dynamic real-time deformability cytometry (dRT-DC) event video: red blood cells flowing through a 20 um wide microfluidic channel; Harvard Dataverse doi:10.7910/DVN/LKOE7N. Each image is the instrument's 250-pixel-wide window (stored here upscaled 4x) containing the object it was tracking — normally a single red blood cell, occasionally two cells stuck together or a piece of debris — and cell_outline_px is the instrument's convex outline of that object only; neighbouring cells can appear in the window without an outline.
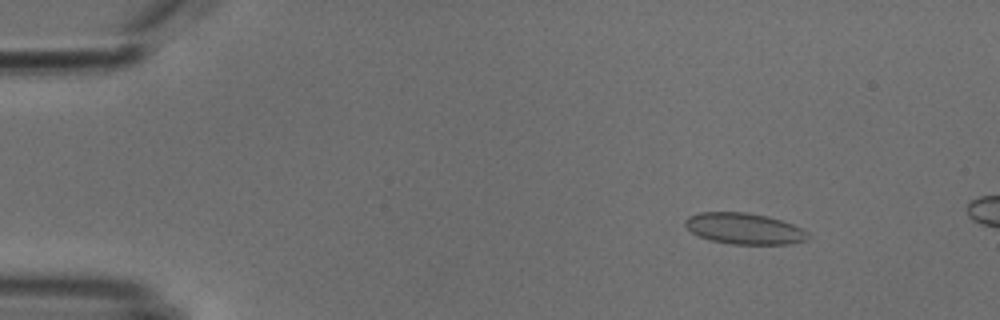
{"species": "common noctule bat (a hibernating species)", "species_latin": "Nyctalus noctula", "temperature_condition": "cold", "stored_images_in_passage": 11, "camera_frame_rate_fps": 3000, "um_per_image_px": 0.085, "animal": {"sex": "male", "body_mass_g": 18.8}, "frame": {"image": 1, "passage_image": 4, "time_ms": 1.0, "image_size_px": [1000, 320], "cell_outline_px": [[808, 240], [788, 244], [732, 244], [712, 240], [700, 236], [692, 232], [684, 224], [684, 220], [688, 216], [700, 212], [748, 212], [768, 216], [792, 224], [808, 232]], "centroid_in_image_um": [63.26, 19.42], "position_along_channel_um": 21.7, "area_um2": 22.2}}